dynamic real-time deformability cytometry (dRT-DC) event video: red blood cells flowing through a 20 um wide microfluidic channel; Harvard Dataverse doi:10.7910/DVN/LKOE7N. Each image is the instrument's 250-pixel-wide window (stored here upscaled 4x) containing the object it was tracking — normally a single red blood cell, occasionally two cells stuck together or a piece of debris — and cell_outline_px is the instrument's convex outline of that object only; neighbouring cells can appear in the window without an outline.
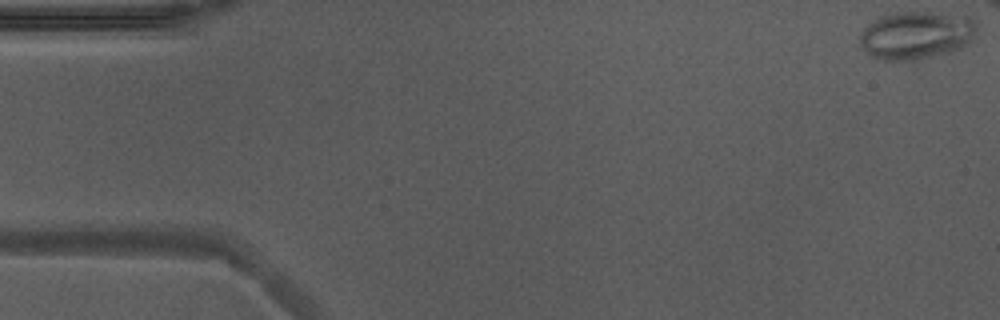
{"species": "Egyptian fruit bat (a non-hibernating species)", "species_latin": "Rousettus aegyptiacus", "temperature_condition": "warm", "stored_images_in_passage": 43, "camera_frame_rate_fps": 3000, "um_per_image_px": 0.085, "animal": {"sex": "male"}, "frame": {"image": 1, "passage_image": 1, "time_ms": 0.0, "image_size_px": [1000, 320], "cell_outline_px": [[976, 32], [972, 40], [968, 44], [948, 52], [932, 56], [904, 60], [884, 60], [872, 56], [860, 44], [860, 32], [864, 28], [876, 20], [884, 16], [900, 12], [932, 12], [968, 16], [976, 24]], "centroid_in_image_um": [77.91, 2.98], "position_along_channel_um": 7.1, "area_um2": 32.02}}
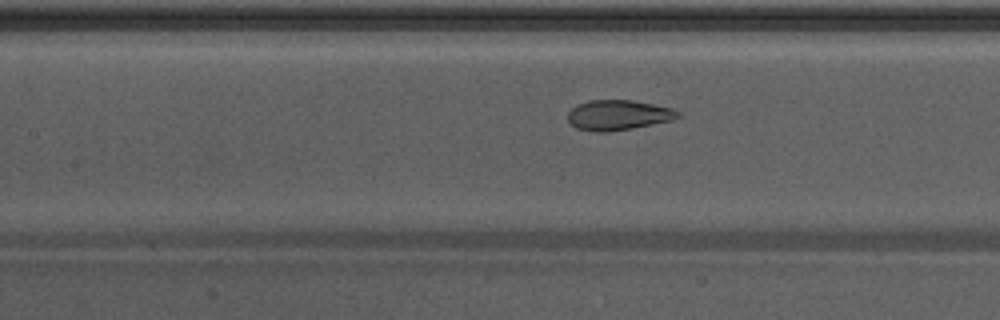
{"frame": {"image": 2, "passage_image": 23, "time_ms": 7.333, "image_size_px": [1000, 320], "cell_outline_px": [[680, 116], [672, 120], [632, 128], [608, 132], [596, 132], [576, 128], [568, 120], [568, 112], [576, 104], [588, 100], [632, 100], [672, 108], [680, 112]], "centroid_in_image_um": [52.53, 9.78], "position_along_channel_um": 154.9, "area_um2": 19.31}}
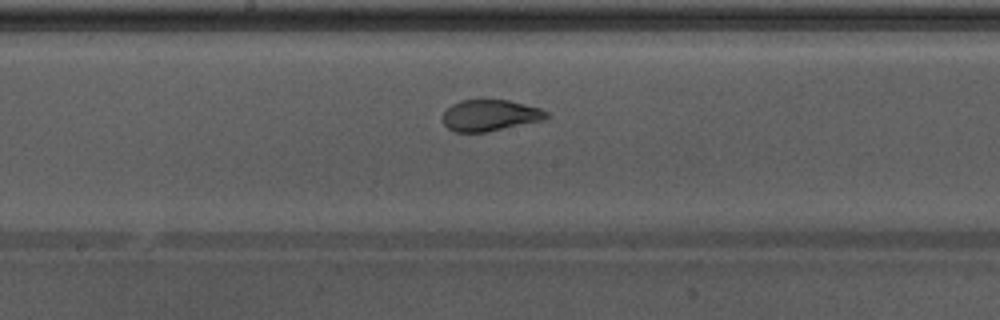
{"frame": {"image": 3, "passage_image": 27, "time_ms": 8.667, "image_size_px": [1000, 320], "cell_outline_px": [[548, 116], [540, 120], [484, 132], [456, 132], [448, 128], [444, 124], [444, 112], [452, 104], [460, 100], [480, 96], [508, 100], [540, 108], [548, 112]], "centroid_in_image_um": [41.59, 9.74], "position_along_channel_um": 206.6, "area_um2": 19.13}}